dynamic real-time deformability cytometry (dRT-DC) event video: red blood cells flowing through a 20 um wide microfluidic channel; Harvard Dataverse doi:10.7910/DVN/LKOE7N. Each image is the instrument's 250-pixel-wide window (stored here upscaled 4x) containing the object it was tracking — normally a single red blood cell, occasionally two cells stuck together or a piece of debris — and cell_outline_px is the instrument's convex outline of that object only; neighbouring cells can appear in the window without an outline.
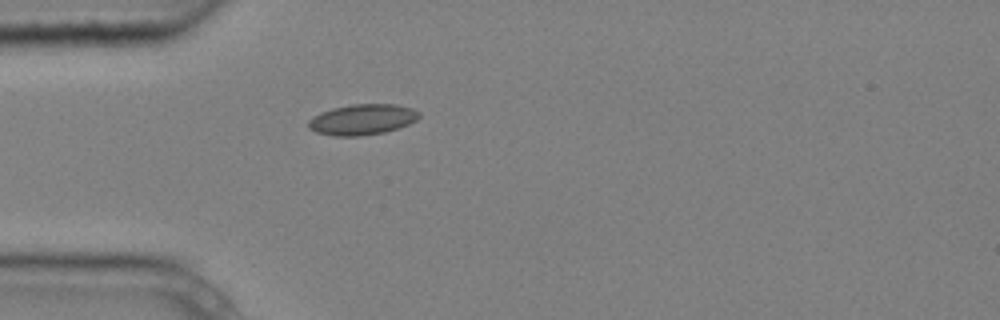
{"species": "common noctule bat (a hibernating species)", "species_latin": "Nyctalus noctula", "temperature_condition": "cold", "stored_images_in_passage": 1, "camera_frame_rate_fps": 3000, "um_per_image_px": 0.085, "animal": {"sex": "male", "body_mass_g": 20.4}, "frame": {"image": 1, "passage_image": 1, "time_ms": 0.0, "image_size_px": [1000, 320], "cell_outline_px": [[420, 116], [416, 120], [400, 128], [384, 132], [360, 136], [332, 136], [316, 132], [308, 128], [308, 120], [312, 116], [320, 112], [332, 108], [352, 104], [396, 104], [412, 108], [420, 112]], "centroid_in_image_um": [30.78, 10.16], "position_along_channel_um": 54.2, "area_um2": 20.0}}